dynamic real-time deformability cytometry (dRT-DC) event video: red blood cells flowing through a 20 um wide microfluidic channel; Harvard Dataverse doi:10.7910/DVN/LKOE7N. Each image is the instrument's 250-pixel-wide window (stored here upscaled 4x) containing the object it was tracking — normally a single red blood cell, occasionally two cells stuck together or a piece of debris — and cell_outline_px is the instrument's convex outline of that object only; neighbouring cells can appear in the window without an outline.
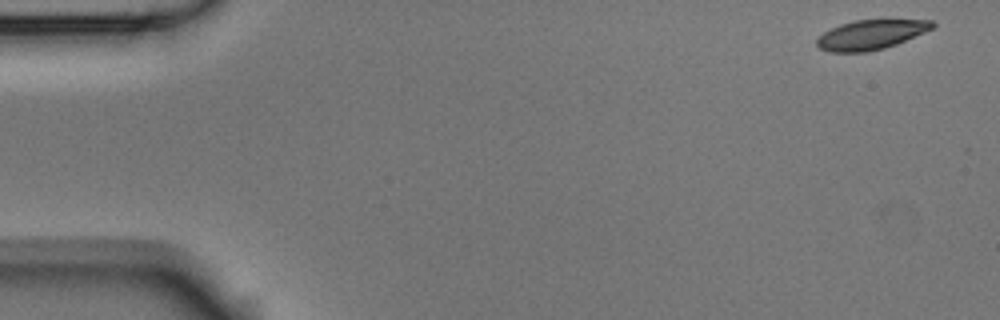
{"species": "Egyptian fruit bat (a non-hibernating species)", "species_latin": "Rousettus aegyptiacus", "temperature_condition": "room temperature", "stored_images_in_passage": 5, "camera_frame_rate_fps": 3000, "um_per_image_px": 0.085, "animal": {"sex": "male"}, "frame": {"image": 1, "passage_image": 1, "time_ms": 0.0, "image_size_px": [1000, 320], "cell_outline_px": [[936, 24], [932, 28], [924, 32], [896, 44], [884, 48], [868, 52], [828, 52], [820, 48], [816, 44], [816, 40], [824, 32], [840, 24], [856, 20], [932, 20]], "centroid_in_image_um": [74.0, 2.95], "position_along_channel_um": 11.0, "area_um2": 19.71}}
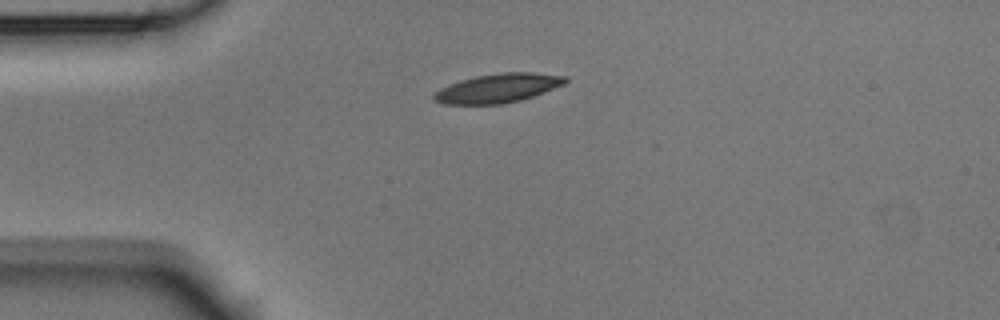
{"frame": {"image": 2, "passage_image": 4, "time_ms": 1.0, "image_size_px": [1000, 320], "cell_outline_px": [[568, 80], [564, 84], [544, 92], [520, 100], [500, 104], [444, 104], [432, 100], [432, 96], [440, 88], [448, 84], [460, 80], [476, 76], [504, 72], [532, 72], [568, 76]], "centroid_in_image_um": [42.31, 7.49], "position_along_channel_um": 42.7, "area_um2": 22.2}}